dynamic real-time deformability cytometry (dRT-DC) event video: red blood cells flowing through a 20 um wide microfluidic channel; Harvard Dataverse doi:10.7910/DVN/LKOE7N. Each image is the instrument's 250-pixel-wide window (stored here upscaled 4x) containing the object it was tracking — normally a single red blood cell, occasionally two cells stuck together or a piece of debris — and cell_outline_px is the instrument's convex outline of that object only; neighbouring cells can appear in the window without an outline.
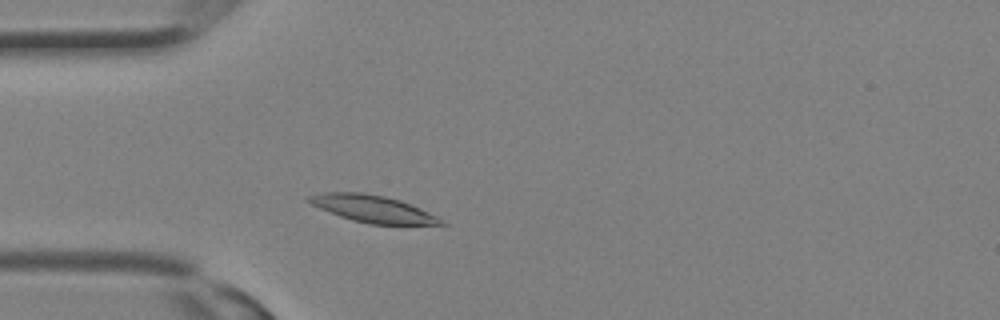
{"species": "Egyptian fruit bat (a non-hibernating species)", "species_latin": "Rousettus aegyptiacus", "temperature_condition": "room temperature", "stored_images_in_passage": 17, "camera_frame_rate_fps": 3000, "um_per_image_px": 0.085, "animal": {"sex": "female"}, "frame": {"image": 1, "passage_image": 5, "time_ms": 1.333, "image_size_px": [1000, 320], "cell_outline_px": [[448, 224], [368, 224], [352, 220], [340, 216], [320, 208], [304, 200], [308, 196], [324, 192], [360, 192], [384, 196], [400, 200], [420, 208], [444, 220]], "centroid_in_image_um": [31.66, 17.74], "position_along_channel_um": 53.3, "area_um2": 20.63}}
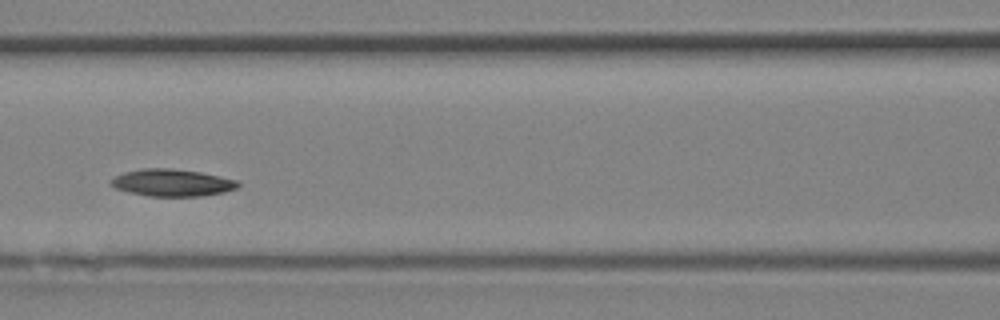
{"frame": {"image": 2, "passage_image": 10, "time_ms": 3.0, "image_size_px": [1000, 320], "cell_outline_px": [[240, 184], [236, 188], [224, 192], [204, 196], [148, 196], [128, 192], [116, 188], [108, 184], [116, 176], [124, 172], [144, 168], [168, 168], [200, 172], [240, 180]], "centroid_in_image_um": [14.65, 15.53], "position_along_channel_um": 151.9, "area_um2": 20.11}}
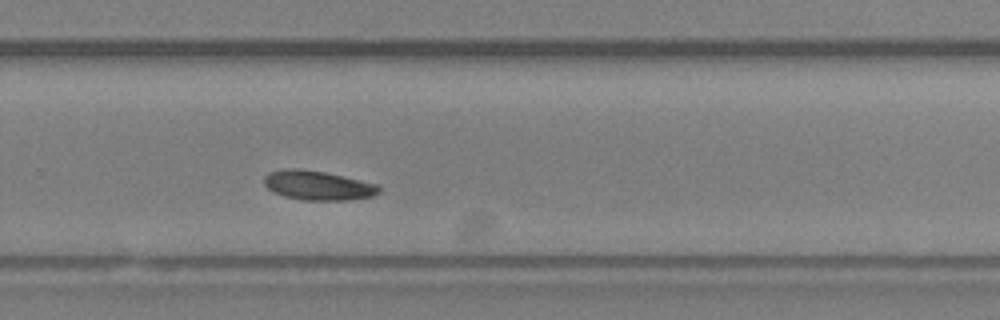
{"frame": {"image": 3, "passage_image": 17, "time_ms": 5.333, "image_size_px": [1000, 320], "cell_outline_px": [[380, 192], [372, 196], [348, 200], [304, 200], [284, 196], [272, 192], [264, 184], [264, 176], [268, 172], [288, 168], [296, 168], [324, 172], [380, 184]], "centroid_in_image_um": [27.02, 15.76], "position_along_channel_um": 302.8, "area_um2": 19.71}}